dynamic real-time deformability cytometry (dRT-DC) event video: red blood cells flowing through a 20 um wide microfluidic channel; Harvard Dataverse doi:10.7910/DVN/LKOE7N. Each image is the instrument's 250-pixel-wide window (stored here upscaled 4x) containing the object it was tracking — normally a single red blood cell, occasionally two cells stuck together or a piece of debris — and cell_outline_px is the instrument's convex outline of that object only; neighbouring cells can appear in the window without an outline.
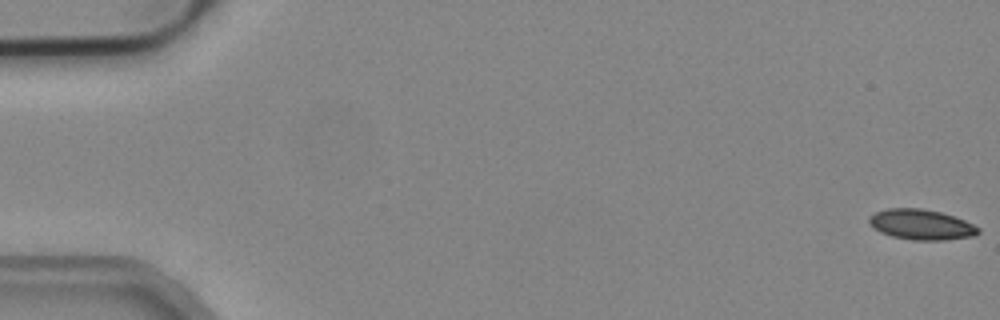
{"species": "common noctule bat (a hibernating species)", "species_latin": "Nyctalus noctula", "temperature_condition": "cold", "stored_images_in_passage": 7, "camera_frame_rate_fps": 3000, "um_per_image_px": 0.085, "animal": {"sex": "male", "body_mass_g": 19.2, "forearm_length_mm": 51.8}, "frame": {"image": 1, "passage_image": 1, "time_ms": 0.0, "image_size_px": [1000, 320], "cell_outline_px": [[980, 232], [976, 236], [944, 240], [912, 240], [892, 236], [880, 232], [868, 224], [868, 216], [876, 212], [888, 208], [920, 208], [940, 212], [964, 220], [980, 228]], "centroid_in_image_um": [78.29, 19.09], "position_along_channel_um": 6.7, "area_um2": 19.36}}
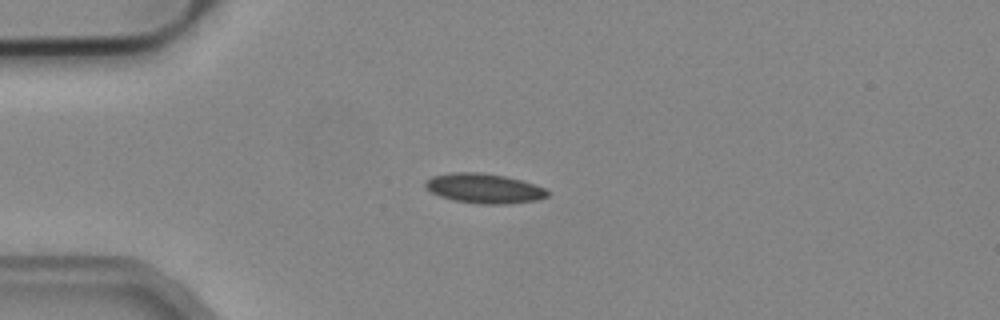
{"frame": {"image": 2, "passage_image": 4, "time_ms": 1.0, "image_size_px": [1000, 320], "cell_outline_px": [[548, 196], [536, 200], [508, 204], [480, 204], [456, 200], [440, 196], [432, 192], [424, 184], [432, 176], [452, 172], [480, 172], [504, 176], [520, 180], [544, 188], [548, 192]], "centroid_in_image_um": [41.15, 16.01], "position_along_channel_um": 43.9, "area_um2": 20.81}}